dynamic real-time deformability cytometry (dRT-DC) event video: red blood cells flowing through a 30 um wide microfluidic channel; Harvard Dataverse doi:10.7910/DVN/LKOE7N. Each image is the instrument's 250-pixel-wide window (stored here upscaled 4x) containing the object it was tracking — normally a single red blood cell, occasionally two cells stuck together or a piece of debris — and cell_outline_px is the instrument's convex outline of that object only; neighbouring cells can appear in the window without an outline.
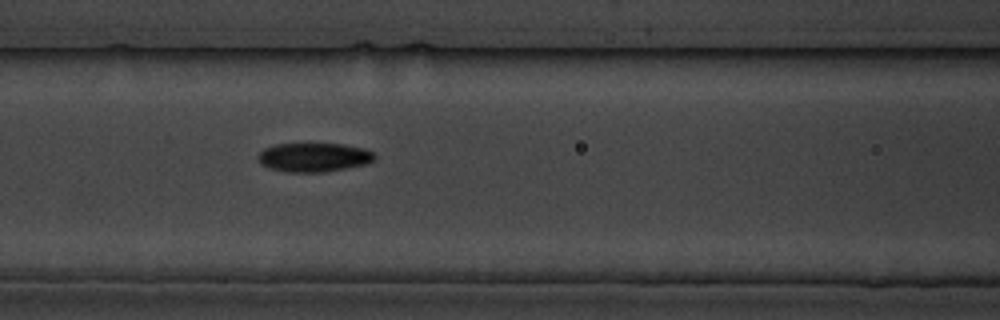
{"species": "common noctule bat (a hibernating species)", "species_latin": "Nyctalus noctula", "temperature_condition": "cold", "stored_images_in_passage": 7, "camera_frame_rate_fps": 3000, "um_per_image_px": 0.085, "animal": {"sex": "male", "body_mass_g": 19.5, "forearm_length_mm": 54.6}, "frame": {"image": 1, "passage_image": 7, "time_ms": 7.667, "image_size_px": [1000, 320], "cell_outline_px": [[376, 160], [368, 164], [324, 172], [288, 172], [268, 168], [260, 164], [256, 156], [264, 148], [276, 144], [344, 144], [364, 148], [372, 152], [376, 156]], "centroid_in_image_um": [26.68, 13.37], "position_along_channel_um": 139.9, "area_um2": 19.88}}